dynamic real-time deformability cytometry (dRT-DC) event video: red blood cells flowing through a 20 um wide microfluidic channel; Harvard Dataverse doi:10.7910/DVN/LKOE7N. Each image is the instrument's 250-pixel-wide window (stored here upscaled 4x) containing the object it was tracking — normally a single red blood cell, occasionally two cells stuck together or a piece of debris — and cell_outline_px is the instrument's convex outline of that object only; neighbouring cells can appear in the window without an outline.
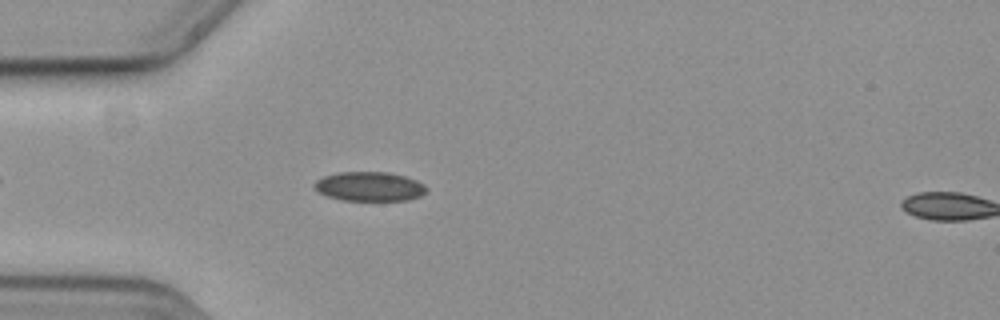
{"species": "common noctule bat (a hibernating species)", "species_latin": "Nyctalus noctula", "temperature_condition": "cold", "stored_images_in_passage": 47, "camera_frame_rate_fps": 3000, "um_per_image_px": 0.085, "animal": {"sex": "female", "body_mass_g": 19.3, "forearm_length_mm": 54.1}, "frame": {"image": 1, "passage_image": 7, "time_ms": 2.0, "image_size_px": [1000, 320], "cell_outline_px": [[428, 188], [420, 196], [408, 200], [340, 200], [316, 192], [312, 188], [312, 184], [316, 180], [324, 176], [340, 172], [388, 172], [404, 176], [416, 180], [424, 184]], "centroid_in_image_um": [31.35, 15.85], "position_along_channel_um": 53.6, "area_um2": 19.25}}
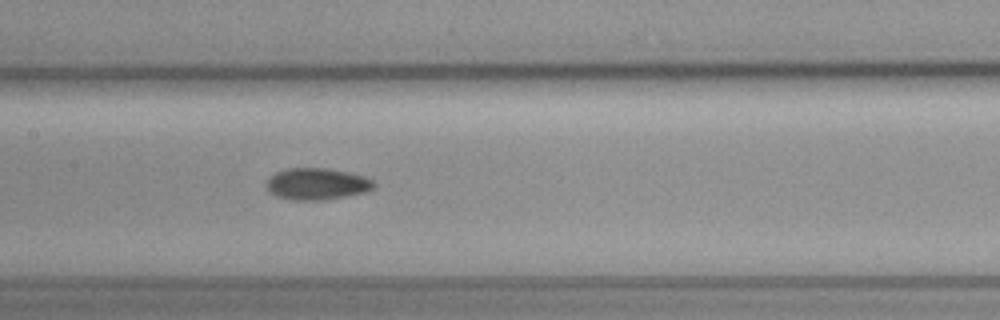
{"frame": {"image": 2, "passage_image": 18, "time_ms": 5.667, "image_size_px": [1000, 320], "cell_outline_px": [[376, 184], [368, 192], [324, 200], [288, 200], [276, 196], [264, 184], [276, 172], [288, 168], [324, 168], [348, 172], [364, 176], [372, 180]], "centroid_in_image_um": [26.95, 15.64], "position_along_channel_um": 180.5, "area_um2": 19.83}}
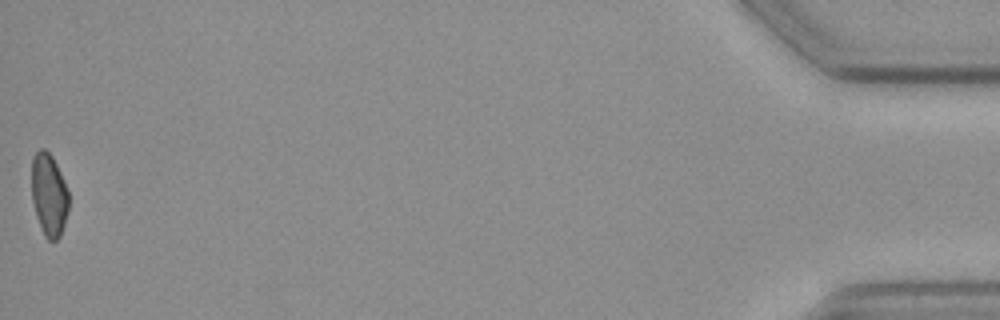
{"frame": {"image": 3, "passage_image": 47, "time_ms": 15.333, "image_size_px": [1000, 320], "cell_outline_px": [[68, 212], [60, 236], [56, 240], [48, 240], [44, 236], [36, 216], [32, 200], [32, 156], [40, 148], [44, 148], [52, 156], [64, 180], [68, 192]], "centroid_in_image_um": [4.15, 16.55], "position_along_channel_um": 431.0, "area_um2": 17.86}, "authors_computed_cell_mechanics": {"area_um2": 18.8428, "velocity_mm_per_s": 3.6829, "shape_relaxation_time_tau1_ms": null, "shape_relaxation_time_tau2_ms": 9.501, "deformation_change_tau1": null, "deformation_change_tau2": 0.1097}}